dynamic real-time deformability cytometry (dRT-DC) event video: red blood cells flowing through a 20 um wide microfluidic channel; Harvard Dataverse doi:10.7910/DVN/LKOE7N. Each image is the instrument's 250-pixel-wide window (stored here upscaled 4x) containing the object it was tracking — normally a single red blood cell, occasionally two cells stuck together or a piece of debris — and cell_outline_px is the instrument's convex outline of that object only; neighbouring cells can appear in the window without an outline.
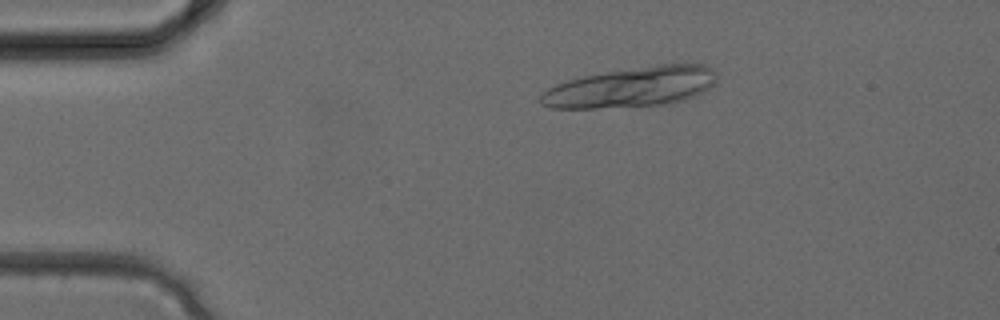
{"species": "common noctule bat (a hibernating species)", "species_latin": "Nyctalus noctula", "temperature_condition": "cold", "stored_images_in_passage": 3, "camera_frame_rate_fps": 3000, "um_per_image_px": 0.085, "animal": {"sex": "female", "body_mass_g": 24.6, "forearm_length_mm": 56.2}, "frame": {"image": 1, "passage_image": 2, "time_ms": 0.333, "image_size_px": [1000, 320], "cell_outline_px": [[716, 84], [704, 92], [696, 96], [672, 104], [596, 108], [552, 108], [540, 104], [540, 96], [548, 88], [556, 84], [568, 80], [584, 76], [608, 72], [660, 64], [704, 64], [712, 68], [716, 72]], "centroid_in_image_um": [53.73, 7.42], "position_along_channel_um": 31.3, "area_um2": 41.15}}